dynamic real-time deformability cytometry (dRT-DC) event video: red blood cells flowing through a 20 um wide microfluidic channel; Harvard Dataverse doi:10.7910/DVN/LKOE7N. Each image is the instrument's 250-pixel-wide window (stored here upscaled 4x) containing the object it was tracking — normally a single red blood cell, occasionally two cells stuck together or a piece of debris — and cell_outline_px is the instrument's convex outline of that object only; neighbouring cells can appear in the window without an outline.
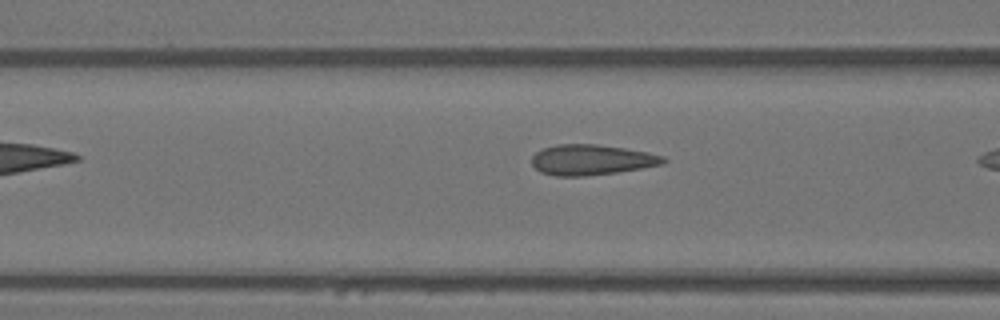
{"species": "Egyptian fruit bat (a non-hibernating species)", "species_latin": "Rousettus aegyptiacus", "temperature_condition": "warm", "stored_images_in_passage": 7, "camera_frame_rate_fps": 3000, "um_per_image_px": 0.085, "animal": {"sex": "female"}, "frame": {"image": 1, "passage_image": 6, "time_ms": 1.667, "image_size_px": [1000, 320], "cell_outline_px": [[668, 160], [664, 164], [616, 172], [584, 176], [556, 176], [540, 172], [532, 164], [532, 156], [536, 152], [544, 148], [556, 144], [596, 144], [624, 148], [648, 152], [664, 156]], "centroid_in_image_um": [50.28, 13.58], "position_along_channel_um": 116.3, "area_um2": 23.29}}